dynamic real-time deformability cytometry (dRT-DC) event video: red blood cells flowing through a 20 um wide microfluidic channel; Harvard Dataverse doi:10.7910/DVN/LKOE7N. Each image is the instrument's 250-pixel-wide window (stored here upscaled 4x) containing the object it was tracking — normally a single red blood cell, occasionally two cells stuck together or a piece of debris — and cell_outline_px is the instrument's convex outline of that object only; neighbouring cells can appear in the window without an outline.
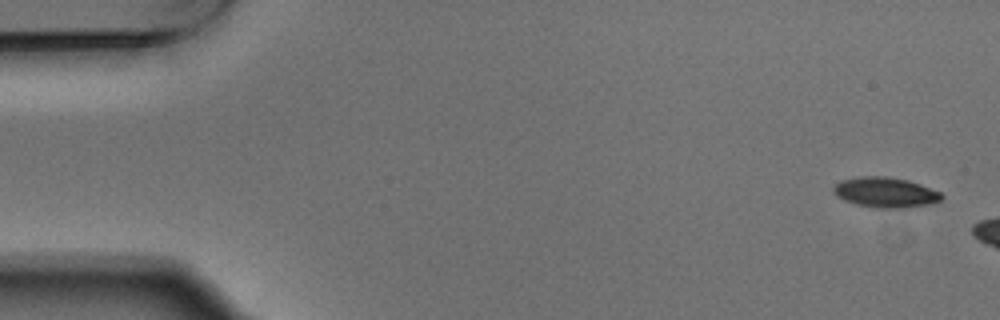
{"species": "Egyptian fruit bat (a non-hibernating species)", "species_latin": "Rousettus aegyptiacus", "temperature_condition": "warm", "stored_images_in_passage": 3, "camera_frame_rate_fps": 3000, "um_per_image_px": 0.085, "animal": {"sex": "male"}, "frame": {"image": 1, "passage_image": 1, "time_ms": 0.0, "image_size_px": [1000, 320], "cell_outline_px": [[944, 196], [940, 200], [928, 204], [904, 208], [876, 208], [856, 204], [844, 200], [836, 196], [832, 192], [832, 188], [840, 180], [864, 176], [888, 176], [908, 180], [920, 184], [940, 192]], "centroid_in_image_um": [75.23, 16.35], "position_along_channel_um": 9.8, "area_um2": 19.07}}